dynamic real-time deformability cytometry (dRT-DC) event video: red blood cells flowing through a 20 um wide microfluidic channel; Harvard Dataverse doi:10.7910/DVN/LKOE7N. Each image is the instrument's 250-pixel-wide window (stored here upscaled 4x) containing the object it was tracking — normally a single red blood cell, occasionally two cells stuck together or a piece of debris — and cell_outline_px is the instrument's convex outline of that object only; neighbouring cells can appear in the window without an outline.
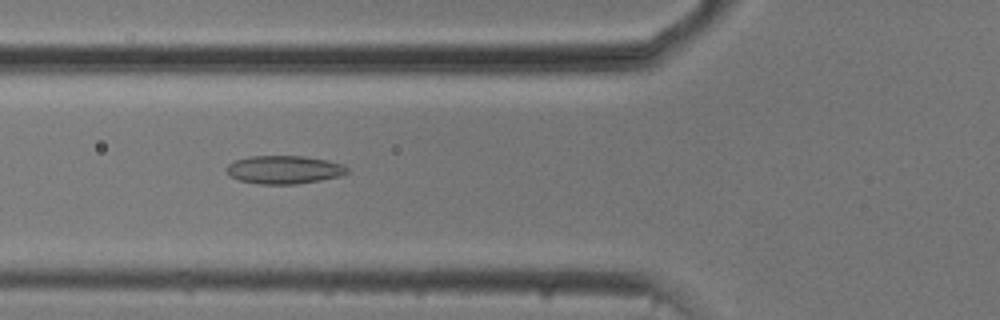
{"species": "common noctule bat (a hibernating species)", "species_latin": "Nyctalus noctula", "temperature_condition": "cold", "stored_images_in_passage": 54, "camera_frame_rate_fps": 3000, "um_per_image_px": 0.085, "animal": {"sex": "male", "body_mass_g": 20.5, "forearm_length_mm": 52.5}, "frame": {"image": 1, "passage_image": 20, "time_ms": 6.333, "image_size_px": [1000, 320], "cell_outline_px": [[348, 172], [340, 176], [320, 180], [296, 184], [260, 184], [240, 180], [224, 172], [224, 168], [228, 164], [236, 160], [248, 156], [304, 156], [328, 160], [344, 164], [348, 168]], "centroid_in_image_um": [24.14, 14.41], "position_along_channel_um": 101.7, "area_um2": 19.94}}
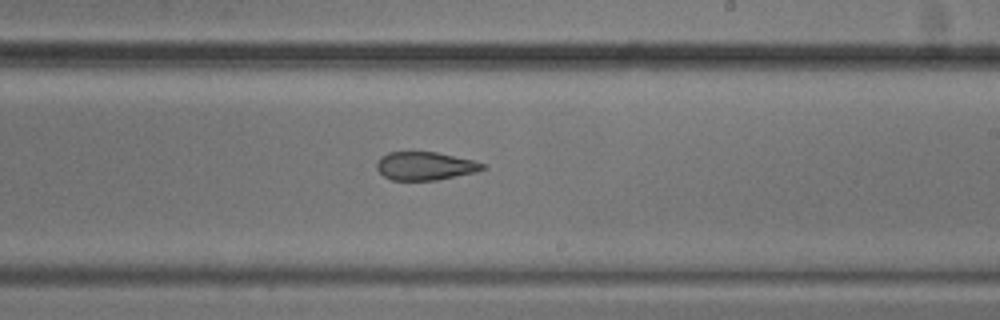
{"frame": {"image": 2, "passage_image": 32, "time_ms": 10.333, "image_size_px": [1000, 320], "cell_outline_px": [[488, 168], [476, 172], [436, 180], [392, 180], [384, 176], [376, 168], [376, 164], [380, 156], [388, 152], [436, 152], [472, 160], [484, 164]], "centroid_in_image_um": [36.12, 14.11], "position_along_channel_um": 252.9, "area_um2": 17.4}}
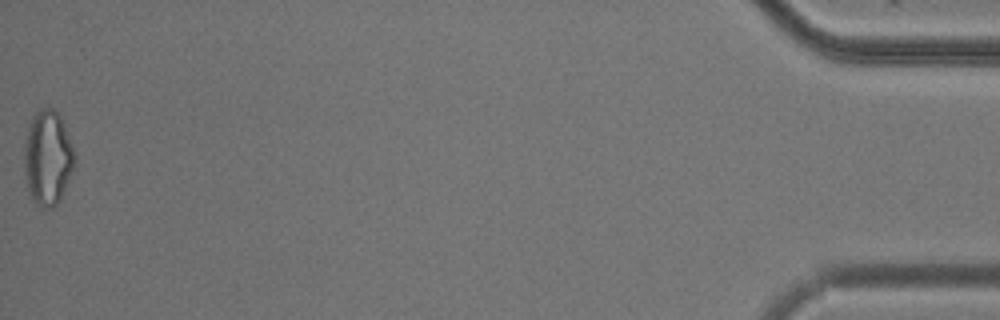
{"frame": {"image": 3, "passage_image": 54, "time_ms": 17.667, "image_size_px": [1000, 320], "cell_outline_px": [[76, 168], [60, 200], [52, 208], [44, 208], [36, 204], [32, 200], [28, 192], [24, 172], [24, 144], [28, 128], [32, 116], [40, 108], [52, 108], [60, 116], [72, 144], [76, 156]], "centroid_in_image_um": [4.07, 13.45], "position_along_channel_um": 431.1, "area_um2": 28.38}, "authors_computed_cell_mechanics": {"area_um2": 20.9236, "velocity_mm_per_s": 3.7617, "shape_relaxation_time_tau1_ms": null, "shape_relaxation_time_tau2_ms": 3.8385, "deformation_change_tau1": null, "deformation_change_tau2": 0.1264}}